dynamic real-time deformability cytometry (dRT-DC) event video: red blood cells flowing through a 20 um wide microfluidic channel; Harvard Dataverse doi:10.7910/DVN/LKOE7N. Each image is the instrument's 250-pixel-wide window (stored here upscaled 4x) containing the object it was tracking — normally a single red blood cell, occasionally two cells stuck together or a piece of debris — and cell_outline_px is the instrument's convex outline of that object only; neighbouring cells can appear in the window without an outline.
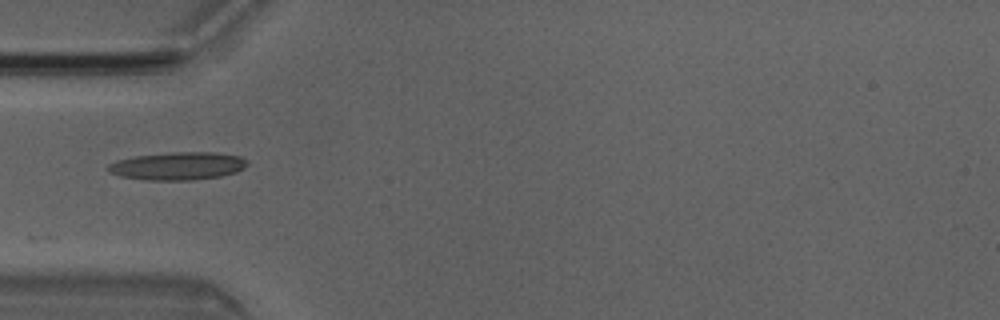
{"species": "Egyptian fruit bat (a non-hibernating species)", "species_latin": "Rousettus aegyptiacus", "temperature_condition": "room temperature", "stored_images_in_passage": 7, "camera_frame_rate_fps": 3000, "um_per_image_px": 0.085, "animal": {"sex": "male"}, "frame": {"image": 1, "passage_image": 4, "time_ms": 1.0, "image_size_px": [1000, 320], "cell_outline_px": [[248, 164], [244, 168], [236, 172], [220, 176], [192, 180], [144, 180], [120, 176], [108, 172], [108, 164], [116, 160], [136, 156], [168, 152], [216, 152], [240, 156], [248, 160]], "centroid_in_image_um": [15.12, 14.1], "position_along_channel_um": 69.9, "area_um2": 22.77}}